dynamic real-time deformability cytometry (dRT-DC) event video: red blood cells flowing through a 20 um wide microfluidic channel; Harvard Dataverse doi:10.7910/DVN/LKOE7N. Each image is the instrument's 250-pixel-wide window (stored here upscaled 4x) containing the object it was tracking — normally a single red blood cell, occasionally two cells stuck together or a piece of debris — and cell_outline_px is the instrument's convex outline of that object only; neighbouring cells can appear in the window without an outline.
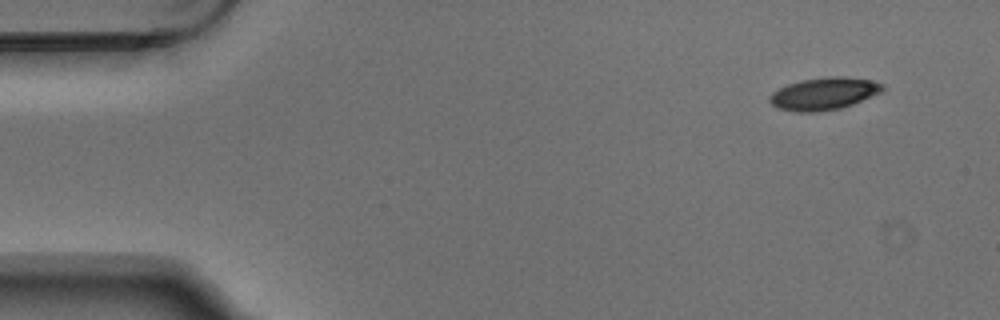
{"species": "Egyptian fruit bat (a non-hibernating species)", "species_latin": "Rousettus aegyptiacus", "temperature_condition": "warm", "stored_images_in_passage": 4, "camera_frame_rate_fps": 3000, "um_per_image_px": 0.085, "animal": {"sex": "male"}, "frame": {"image": 1, "passage_image": 1, "time_ms": 0.0, "image_size_px": [1000, 320], "cell_outline_px": [[884, 88], [880, 92], [852, 104], [840, 108], [820, 112], [792, 112], [776, 108], [768, 100], [768, 96], [772, 92], [788, 84], [804, 80], [828, 76], [844, 76], [872, 80], [884, 84]], "centroid_in_image_um": [70.0, 7.97], "position_along_channel_um": 15.0, "area_um2": 21.33}}
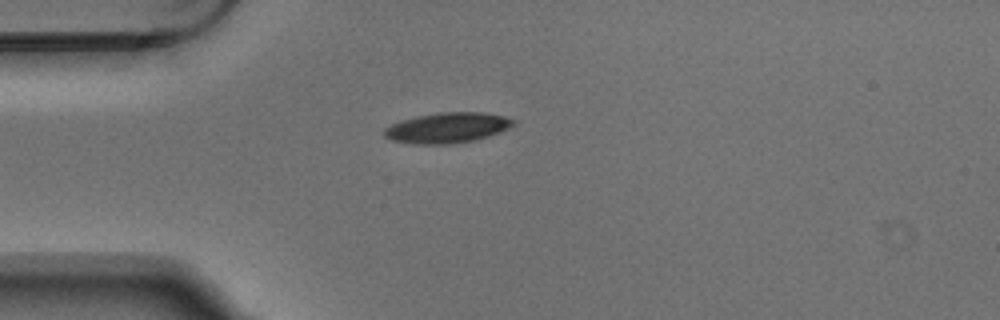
{"frame": {"image": 2, "passage_image": 4, "time_ms": 1.0, "image_size_px": [1000, 320], "cell_outline_px": [[516, 124], [500, 132], [476, 140], [452, 144], [416, 144], [392, 140], [384, 136], [384, 128], [392, 124], [416, 116], [440, 112], [484, 112], [504, 116], [516, 120]], "centroid_in_image_um": [38.06, 10.86], "position_along_channel_um": 46.9, "area_um2": 22.89}}